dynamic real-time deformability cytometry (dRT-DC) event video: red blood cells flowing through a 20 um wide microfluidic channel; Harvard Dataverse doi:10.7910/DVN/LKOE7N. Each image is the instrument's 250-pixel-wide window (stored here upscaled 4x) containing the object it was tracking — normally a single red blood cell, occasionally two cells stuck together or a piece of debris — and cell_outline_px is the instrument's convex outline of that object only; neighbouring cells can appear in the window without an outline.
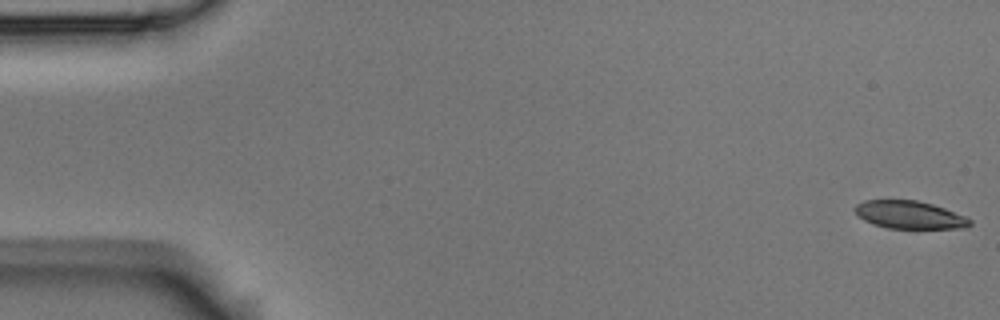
{"species": "Egyptian fruit bat (a non-hibernating species)", "species_latin": "Rousettus aegyptiacus", "temperature_condition": "room temperature", "stored_images_in_passage": 9, "camera_frame_rate_fps": 3000, "um_per_image_px": 0.085, "animal": {"sex": "male"}, "frame": {"image": 1, "passage_image": 1, "time_ms": 0.0, "image_size_px": [1000, 320], "cell_outline_px": [[972, 224], [964, 228], [888, 228], [872, 224], [864, 220], [852, 208], [856, 204], [864, 200], [916, 200], [932, 204], [944, 208], [964, 216], [972, 220]], "centroid_in_image_um": [77.29, 18.26], "position_along_channel_um": 7.7, "area_um2": 18.55}}
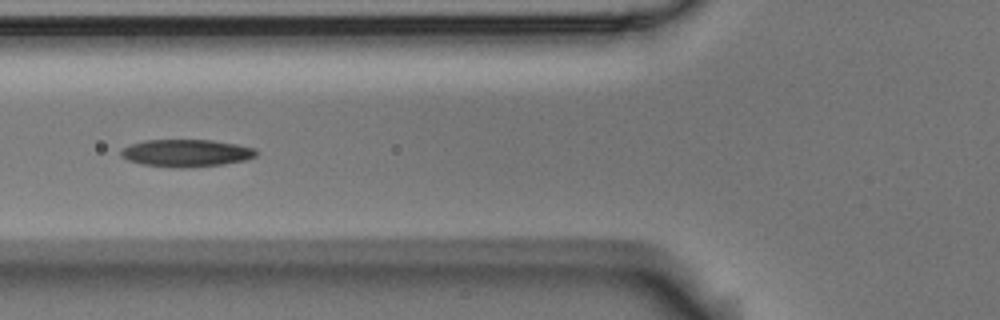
{"frame": {"image": 2, "passage_image": 6, "time_ms": 1.667, "image_size_px": [1000, 320], "cell_outline_px": [[256, 156], [248, 160], [224, 164], [184, 168], [172, 168], [140, 164], [128, 160], [120, 156], [120, 152], [124, 148], [132, 144], [144, 140], [212, 140], [236, 144], [256, 148]], "centroid_in_image_um": [15.84, 13.02], "position_along_channel_um": 110.0, "area_um2": 21.73}}
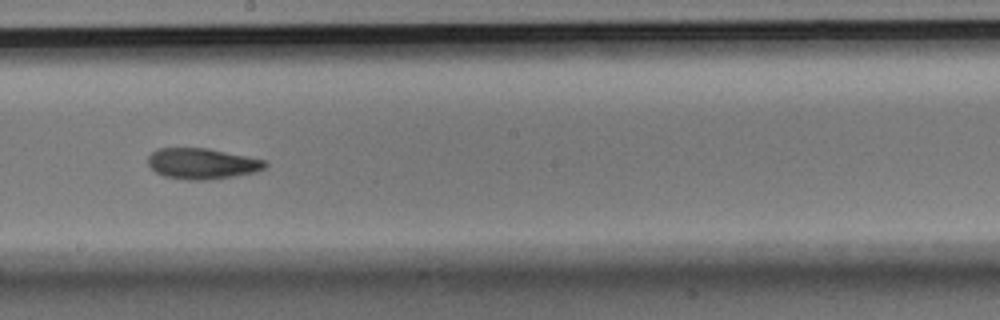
{"frame": {"image": 3, "passage_image": 9, "time_ms": 2.667, "image_size_px": [1000, 320], "cell_outline_px": [[268, 164], [264, 168], [256, 172], [212, 180], [188, 180], [164, 176], [156, 172], [148, 164], [148, 156], [156, 148], [208, 148], [264, 160]], "centroid_in_image_um": [17.16, 13.91], "position_along_channel_um": 231.0, "area_um2": 21.04}}